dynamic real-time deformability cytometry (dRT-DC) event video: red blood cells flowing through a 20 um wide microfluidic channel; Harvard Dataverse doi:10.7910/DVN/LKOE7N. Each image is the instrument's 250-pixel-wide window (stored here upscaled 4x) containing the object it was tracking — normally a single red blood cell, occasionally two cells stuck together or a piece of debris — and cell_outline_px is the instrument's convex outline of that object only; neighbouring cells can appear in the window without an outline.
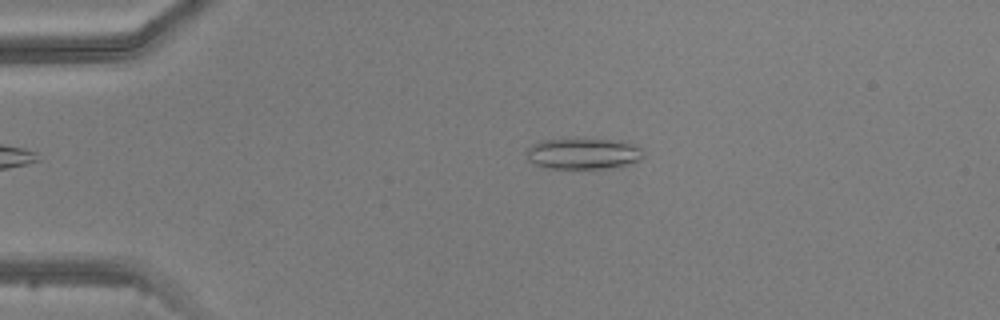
{"species": "common noctule bat (a hibernating species)", "species_latin": "Nyctalus noctula", "temperature_condition": "warm", "stored_images_in_passage": 4, "camera_frame_rate_fps": 3000, "um_per_image_px": 0.085, "animal": {"sex": "male", "body_mass_g": 20.5, "forearm_length_mm": 52.5}, "frame": {"image": 1, "passage_image": 3, "time_ms": 2.333, "image_size_px": [1000, 320], "cell_outline_px": [[644, 156], [640, 160], [632, 164], [604, 168], [544, 168], [528, 160], [524, 152], [532, 144], [540, 140], [584, 136], [620, 140], [636, 144], [644, 152]], "centroid_in_image_um": [49.58, 13.0], "position_along_channel_um": 35.4, "area_um2": 22.31}}